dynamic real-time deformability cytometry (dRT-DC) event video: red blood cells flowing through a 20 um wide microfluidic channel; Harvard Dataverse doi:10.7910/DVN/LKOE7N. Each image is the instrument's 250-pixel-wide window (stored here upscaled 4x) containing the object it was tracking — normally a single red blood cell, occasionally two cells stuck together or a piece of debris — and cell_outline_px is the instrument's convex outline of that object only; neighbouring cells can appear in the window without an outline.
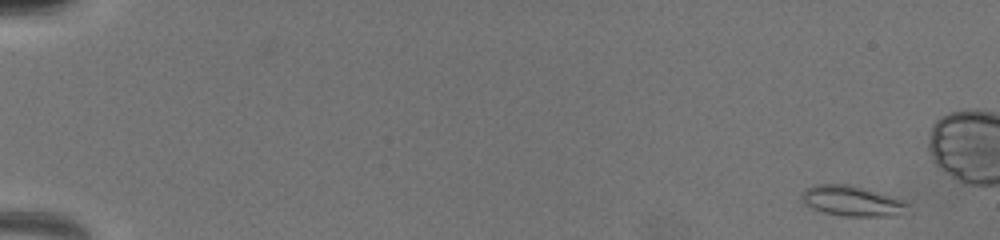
{"species": "common noctule bat (a hibernating species)", "species_latin": "Nyctalus noctula", "temperature_condition": "warm", "stored_images_in_passage": 43, "camera_frame_rate_fps": 3000, "um_per_image_px": 0.085, "animal": {"sex": "female", "body_mass_g": 19.5, "forearm_length_mm": 54.1}, "frame": {"image": 1, "passage_image": 1, "time_ms": 0.0, "image_size_px": [1000, 240], "cell_outline_px": [[908, 204], [892, 216], [844, 216], [824, 212], [812, 208], [804, 204], [800, 200], [800, 196], [804, 188], [816, 184], [848, 184], [904, 200]], "centroid_in_image_um": [72.27, 17.07], "position_along_channel_um": 12.7, "area_um2": 18.32}}
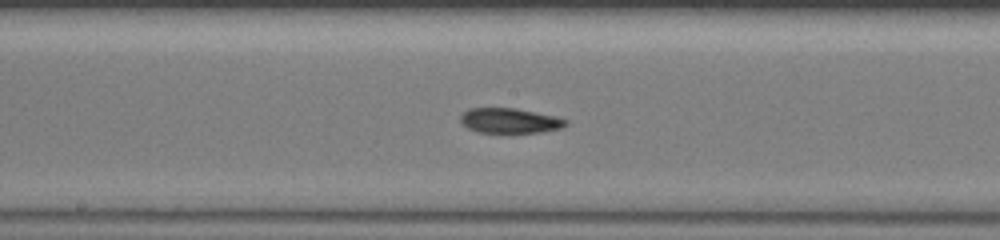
{"frame": {"image": 2, "passage_image": 26, "time_ms": 9.333, "image_size_px": [1000, 240], "cell_outline_px": [[568, 124], [560, 128], [544, 132], [476, 132], [468, 128], [460, 120], [460, 116], [468, 108], [516, 108], [552, 116], [568, 120]], "centroid_in_image_um": [43.31, 10.25], "position_along_channel_um": 204.9, "area_um2": 15.14}}
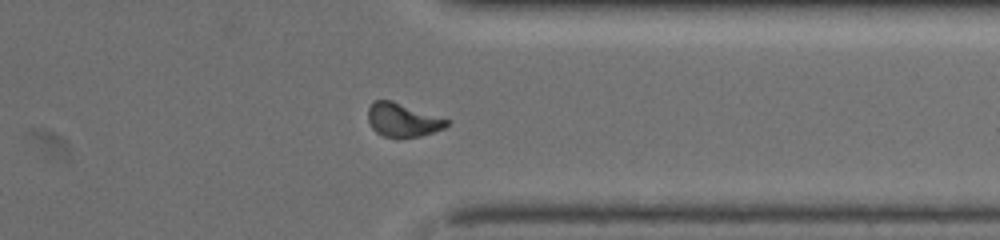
{"frame": {"image": 3, "passage_image": 38, "time_ms": 13.667, "image_size_px": [1000, 240], "cell_outline_px": [[452, 124], [444, 128], [420, 136], [384, 136], [376, 132], [372, 128], [368, 120], [368, 108], [372, 100], [392, 100], [452, 120]], "centroid_in_image_um": [34.26, 10.16], "position_along_channel_um": 377.1, "area_um2": 15.49}}